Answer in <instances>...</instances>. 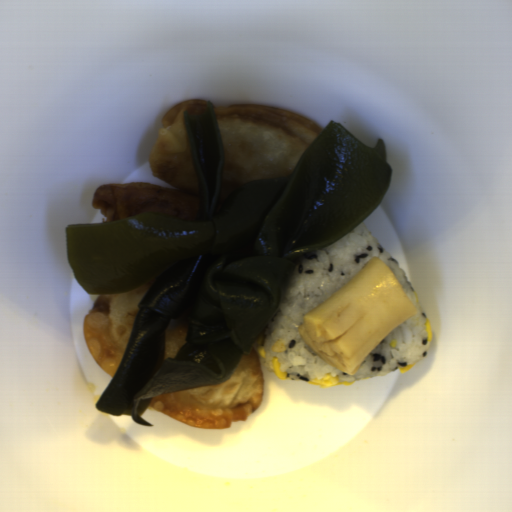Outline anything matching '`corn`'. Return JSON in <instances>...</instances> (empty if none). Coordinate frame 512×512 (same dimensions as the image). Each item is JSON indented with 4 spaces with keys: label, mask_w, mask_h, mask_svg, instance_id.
<instances>
[{
    "label": "corn",
    "mask_w": 512,
    "mask_h": 512,
    "mask_svg": "<svg viewBox=\"0 0 512 512\" xmlns=\"http://www.w3.org/2000/svg\"><path fill=\"white\" fill-rule=\"evenodd\" d=\"M307 384L312 385L314 387H321L323 389V388H331L334 386H350V385H353V381L352 382L340 381V377L338 375L332 376V373H328V374H325L323 378H314L312 380H309Z\"/></svg>",
    "instance_id": "1"
},
{
    "label": "corn",
    "mask_w": 512,
    "mask_h": 512,
    "mask_svg": "<svg viewBox=\"0 0 512 512\" xmlns=\"http://www.w3.org/2000/svg\"><path fill=\"white\" fill-rule=\"evenodd\" d=\"M271 364L275 377L280 380H287L288 374L287 372H283L281 370V362L279 361L278 357H272Z\"/></svg>",
    "instance_id": "2"
},
{
    "label": "corn",
    "mask_w": 512,
    "mask_h": 512,
    "mask_svg": "<svg viewBox=\"0 0 512 512\" xmlns=\"http://www.w3.org/2000/svg\"><path fill=\"white\" fill-rule=\"evenodd\" d=\"M272 352H285L286 346L282 338H279L271 347Z\"/></svg>",
    "instance_id": "3"
},
{
    "label": "corn",
    "mask_w": 512,
    "mask_h": 512,
    "mask_svg": "<svg viewBox=\"0 0 512 512\" xmlns=\"http://www.w3.org/2000/svg\"><path fill=\"white\" fill-rule=\"evenodd\" d=\"M425 328H426L427 340H428V342L431 343V341L433 339V335H432L430 319H426Z\"/></svg>",
    "instance_id": "4"
},
{
    "label": "corn",
    "mask_w": 512,
    "mask_h": 512,
    "mask_svg": "<svg viewBox=\"0 0 512 512\" xmlns=\"http://www.w3.org/2000/svg\"><path fill=\"white\" fill-rule=\"evenodd\" d=\"M256 351H257L258 356H260L264 359L267 357L266 348L259 346Z\"/></svg>",
    "instance_id": "5"
},
{
    "label": "corn",
    "mask_w": 512,
    "mask_h": 512,
    "mask_svg": "<svg viewBox=\"0 0 512 512\" xmlns=\"http://www.w3.org/2000/svg\"><path fill=\"white\" fill-rule=\"evenodd\" d=\"M414 365L415 364L413 363V364H409V365H407L405 367H399L398 368L399 372H401L403 374V373L407 372L408 370H410L411 368H413Z\"/></svg>",
    "instance_id": "6"
}]
</instances>
